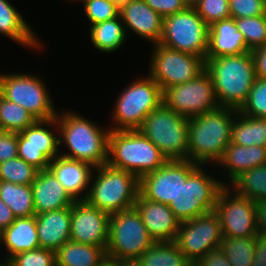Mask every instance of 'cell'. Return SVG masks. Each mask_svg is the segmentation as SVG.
<instances>
[{
  "label": "cell",
  "instance_id": "20",
  "mask_svg": "<svg viewBox=\"0 0 266 266\" xmlns=\"http://www.w3.org/2000/svg\"><path fill=\"white\" fill-rule=\"evenodd\" d=\"M120 16L128 31L139 38L158 44L162 36L163 18L145 0H132L120 7Z\"/></svg>",
  "mask_w": 266,
  "mask_h": 266
},
{
  "label": "cell",
  "instance_id": "40",
  "mask_svg": "<svg viewBox=\"0 0 266 266\" xmlns=\"http://www.w3.org/2000/svg\"><path fill=\"white\" fill-rule=\"evenodd\" d=\"M193 7L208 26L231 17L229 0H198Z\"/></svg>",
  "mask_w": 266,
  "mask_h": 266
},
{
  "label": "cell",
  "instance_id": "53",
  "mask_svg": "<svg viewBox=\"0 0 266 266\" xmlns=\"http://www.w3.org/2000/svg\"><path fill=\"white\" fill-rule=\"evenodd\" d=\"M182 1L187 5V7H193L198 2V0H182Z\"/></svg>",
  "mask_w": 266,
  "mask_h": 266
},
{
  "label": "cell",
  "instance_id": "12",
  "mask_svg": "<svg viewBox=\"0 0 266 266\" xmlns=\"http://www.w3.org/2000/svg\"><path fill=\"white\" fill-rule=\"evenodd\" d=\"M148 74L162 91L195 79L205 70V60L160 44L153 45Z\"/></svg>",
  "mask_w": 266,
  "mask_h": 266
},
{
  "label": "cell",
  "instance_id": "7",
  "mask_svg": "<svg viewBox=\"0 0 266 266\" xmlns=\"http://www.w3.org/2000/svg\"><path fill=\"white\" fill-rule=\"evenodd\" d=\"M189 119L162 104L138 129L169 160H187Z\"/></svg>",
  "mask_w": 266,
  "mask_h": 266
},
{
  "label": "cell",
  "instance_id": "3",
  "mask_svg": "<svg viewBox=\"0 0 266 266\" xmlns=\"http://www.w3.org/2000/svg\"><path fill=\"white\" fill-rule=\"evenodd\" d=\"M205 70L211 76L220 106L239 110L256 79L251 51L205 59Z\"/></svg>",
  "mask_w": 266,
  "mask_h": 266
},
{
  "label": "cell",
  "instance_id": "46",
  "mask_svg": "<svg viewBox=\"0 0 266 266\" xmlns=\"http://www.w3.org/2000/svg\"><path fill=\"white\" fill-rule=\"evenodd\" d=\"M251 266H266V235L258 233L255 236V252Z\"/></svg>",
  "mask_w": 266,
  "mask_h": 266
},
{
  "label": "cell",
  "instance_id": "43",
  "mask_svg": "<svg viewBox=\"0 0 266 266\" xmlns=\"http://www.w3.org/2000/svg\"><path fill=\"white\" fill-rule=\"evenodd\" d=\"M18 156V133L0 131V163Z\"/></svg>",
  "mask_w": 266,
  "mask_h": 266
},
{
  "label": "cell",
  "instance_id": "18",
  "mask_svg": "<svg viewBox=\"0 0 266 266\" xmlns=\"http://www.w3.org/2000/svg\"><path fill=\"white\" fill-rule=\"evenodd\" d=\"M70 241L102 247L109 242L110 215L91 206L85 200L71 206Z\"/></svg>",
  "mask_w": 266,
  "mask_h": 266
},
{
  "label": "cell",
  "instance_id": "31",
  "mask_svg": "<svg viewBox=\"0 0 266 266\" xmlns=\"http://www.w3.org/2000/svg\"><path fill=\"white\" fill-rule=\"evenodd\" d=\"M0 199L12 210L15 218L36 215L31 185L0 180Z\"/></svg>",
  "mask_w": 266,
  "mask_h": 266
},
{
  "label": "cell",
  "instance_id": "21",
  "mask_svg": "<svg viewBox=\"0 0 266 266\" xmlns=\"http://www.w3.org/2000/svg\"><path fill=\"white\" fill-rule=\"evenodd\" d=\"M49 169L75 201L85 200L94 171L91 164L59 155L50 162Z\"/></svg>",
  "mask_w": 266,
  "mask_h": 266
},
{
  "label": "cell",
  "instance_id": "1",
  "mask_svg": "<svg viewBox=\"0 0 266 266\" xmlns=\"http://www.w3.org/2000/svg\"><path fill=\"white\" fill-rule=\"evenodd\" d=\"M64 110L56 115L59 144L67 148L66 152L60 151V156L89 163L94 168L107 164L110 129L81 114Z\"/></svg>",
  "mask_w": 266,
  "mask_h": 266
},
{
  "label": "cell",
  "instance_id": "24",
  "mask_svg": "<svg viewBox=\"0 0 266 266\" xmlns=\"http://www.w3.org/2000/svg\"><path fill=\"white\" fill-rule=\"evenodd\" d=\"M248 52L243 34L237 30L234 18H226L209 26L206 59Z\"/></svg>",
  "mask_w": 266,
  "mask_h": 266
},
{
  "label": "cell",
  "instance_id": "34",
  "mask_svg": "<svg viewBox=\"0 0 266 266\" xmlns=\"http://www.w3.org/2000/svg\"><path fill=\"white\" fill-rule=\"evenodd\" d=\"M36 121L25 108L0 94V131L21 133Z\"/></svg>",
  "mask_w": 266,
  "mask_h": 266
},
{
  "label": "cell",
  "instance_id": "4",
  "mask_svg": "<svg viewBox=\"0 0 266 266\" xmlns=\"http://www.w3.org/2000/svg\"><path fill=\"white\" fill-rule=\"evenodd\" d=\"M168 160L139 130H110L107 164L133 173L139 179Z\"/></svg>",
  "mask_w": 266,
  "mask_h": 266
},
{
  "label": "cell",
  "instance_id": "26",
  "mask_svg": "<svg viewBox=\"0 0 266 266\" xmlns=\"http://www.w3.org/2000/svg\"><path fill=\"white\" fill-rule=\"evenodd\" d=\"M266 164V147L242 146L231 143L216 166L226 169V186L241 173ZM228 172V173H227Z\"/></svg>",
  "mask_w": 266,
  "mask_h": 266
},
{
  "label": "cell",
  "instance_id": "27",
  "mask_svg": "<svg viewBox=\"0 0 266 266\" xmlns=\"http://www.w3.org/2000/svg\"><path fill=\"white\" fill-rule=\"evenodd\" d=\"M1 244H3L8 253L5 259H10L21 252L40 248L36 228V215L16 218L9 227L0 233Z\"/></svg>",
  "mask_w": 266,
  "mask_h": 266
},
{
  "label": "cell",
  "instance_id": "41",
  "mask_svg": "<svg viewBox=\"0 0 266 266\" xmlns=\"http://www.w3.org/2000/svg\"><path fill=\"white\" fill-rule=\"evenodd\" d=\"M13 266H56V253L53 250L37 248L18 253L10 258Z\"/></svg>",
  "mask_w": 266,
  "mask_h": 266
},
{
  "label": "cell",
  "instance_id": "19",
  "mask_svg": "<svg viewBox=\"0 0 266 266\" xmlns=\"http://www.w3.org/2000/svg\"><path fill=\"white\" fill-rule=\"evenodd\" d=\"M142 222L155 242L174 241L180 226L170 207L145 199L140 193L134 203Z\"/></svg>",
  "mask_w": 266,
  "mask_h": 266
},
{
  "label": "cell",
  "instance_id": "44",
  "mask_svg": "<svg viewBox=\"0 0 266 266\" xmlns=\"http://www.w3.org/2000/svg\"><path fill=\"white\" fill-rule=\"evenodd\" d=\"M162 18L183 11L187 5L182 0H145Z\"/></svg>",
  "mask_w": 266,
  "mask_h": 266
},
{
  "label": "cell",
  "instance_id": "52",
  "mask_svg": "<svg viewBox=\"0 0 266 266\" xmlns=\"http://www.w3.org/2000/svg\"><path fill=\"white\" fill-rule=\"evenodd\" d=\"M2 261H0V266H13L12 262L10 261V259H1Z\"/></svg>",
  "mask_w": 266,
  "mask_h": 266
},
{
  "label": "cell",
  "instance_id": "48",
  "mask_svg": "<svg viewBox=\"0 0 266 266\" xmlns=\"http://www.w3.org/2000/svg\"><path fill=\"white\" fill-rule=\"evenodd\" d=\"M12 210L0 199V233L15 220Z\"/></svg>",
  "mask_w": 266,
  "mask_h": 266
},
{
  "label": "cell",
  "instance_id": "45",
  "mask_svg": "<svg viewBox=\"0 0 266 266\" xmlns=\"http://www.w3.org/2000/svg\"><path fill=\"white\" fill-rule=\"evenodd\" d=\"M199 266H231L227 260V255L218 247L210 250L206 255L201 257L197 262Z\"/></svg>",
  "mask_w": 266,
  "mask_h": 266
},
{
  "label": "cell",
  "instance_id": "33",
  "mask_svg": "<svg viewBox=\"0 0 266 266\" xmlns=\"http://www.w3.org/2000/svg\"><path fill=\"white\" fill-rule=\"evenodd\" d=\"M139 260L144 266H187L190 262L174 241L155 242Z\"/></svg>",
  "mask_w": 266,
  "mask_h": 266
},
{
  "label": "cell",
  "instance_id": "49",
  "mask_svg": "<svg viewBox=\"0 0 266 266\" xmlns=\"http://www.w3.org/2000/svg\"><path fill=\"white\" fill-rule=\"evenodd\" d=\"M258 233L266 235V200L256 203Z\"/></svg>",
  "mask_w": 266,
  "mask_h": 266
},
{
  "label": "cell",
  "instance_id": "17",
  "mask_svg": "<svg viewBox=\"0 0 266 266\" xmlns=\"http://www.w3.org/2000/svg\"><path fill=\"white\" fill-rule=\"evenodd\" d=\"M199 166L190 160H169L140 178L139 193L150 201L169 205L187 177Z\"/></svg>",
  "mask_w": 266,
  "mask_h": 266
},
{
  "label": "cell",
  "instance_id": "51",
  "mask_svg": "<svg viewBox=\"0 0 266 266\" xmlns=\"http://www.w3.org/2000/svg\"><path fill=\"white\" fill-rule=\"evenodd\" d=\"M119 266H144L139 258L119 260Z\"/></svg>",
  "mask_w": 266,
  "mask_h": 266
},
{
  "label": "cell",
  "instance_id": "14",
  "mask_svg": "<svg viewBox=\"0 0 266 266\" xmlns=\"http://www.w3.org/2000/svg\"><path fill=\"white\" fill-rule=\"evenodd\" d=\"M59 147L56 117L37 120L18 133V157L39 171L49 169L50 162L60 155Z\"/></svg>",
  "mask_w": 266,
  "mask_h": 266
},
{
  "label": "cell",
  "instance_id": "30",
  "mask_svg": "<svg viewBox=\"0 0 266 266\" xmlns=\"http://www.w3.org/2000/svg\"><path fill=\"white\" fill-rule=\"evenodd\" d=\"M56 266H98L106 256L102 247L66 242L56 252Z\"/></svg>",
  "mask_w": 266,
  "mask_h": 266
},
{
  "label": "cell",
  "instance_id": "15",
  "mask_svg": "<svg viewBox=\"0 0 266 266\" xmlns=\"http://www.w3.org/2000/svg\"><path fill=\"white\" fill-rule=\"evenodd\" d=\"M220 220L215 211L181 222L174 243L190 262H197L222 241Z\"/></svg>",
  "mask_w": 266,
  "mask_h": 266
},
{
  "label": "cell",
  "instance_id": "16",
  "mask_svg": "<svg viewBox=\"0 0 266 266\" xmlns=\"http://www.w3.org/2000/svg\"><path fill=\"white\" fill-rule=\"evenodd\" d=\"M214 211L223 236L245 238L258 234L256 203L236 195L227 186L219 192Z\"/></svg>",
  "mask_w": 266,
  "mask_h": 266
},
{
  "label": "cell",
  "instance_id": "36",
  "mask_svg": "<svg viewBox=\"0 0 266 266\" xmlns=\"http://www.w3.org/2000/svg\"><path fill=\"white\" fill-rule=\"evenodd\" d=\"M38 171L17 156L0 163V180L19 185H31Z\"/></svg>",
  "mask_w": 266,
  "mask_h": 266
},
{
  "label": "cell",
  "instance_id": "39",
  "mask_svg": "<svg viewBox=\"0 0 266 266\" xmlns=\"http://www.w3.org/2000/svg\"><path fill=\"white\" fill-rule=\"evenodd\" d=\"M238 111L246 116L266 118V79L256 77L246 102Z\"/></svg>",
  "mask_w": 266,
  "mask_h": 266
},
{
  "label": "cell",
  "instance_id": "8",
  "mask_svg": "<svg viewBox=\"0 0 266 266\" xmlns=\"http://www.w3.org/2000/svg\"><path fill=\"white\" fill-rule=\"evenodd\" d=\"M211 175L199 165L182 183L176 199L168 205L180 223L214 211L226 182Z\"/></svg>",
  "mask_w": 266,
  "mask_h": 266
},
{
  "label": "cell",
  "instance_id": "23",
  "mask_svg": "<svg viewBox=\"0 0 266 266\" xmlns=\"http://www.w3.org/2000/svg\"><path fill=\"white\" fill-rule=\"evenodd\" d=\"M71 207L36 215V228L41 248L57 251L70 241Z\"/></svg>",
  "mask_w": 266,
  "mask_h": 266
},
{
  "label": "cell",
  "instance_id": "5",
  "mask_svg": "<svg viewBox=\"0 0 266 266\" xmlns=\"http://www.w3.org/2000/svg\"><path fill=\"white\" fill-rule=\"evenodd\" d=\"M93 172L96 173H92L85 198L88 204L109 215L134 207L140 185L137 176L108 164L94 168Z\"/></svg>",
  "mask_w": 266,
  "mask_h": 266
},
{
  "label": "cell",
  "instance_id": "13",
  "mask_svg": "<svg viewBox=\"0 0 266 266\" xmlns=\"http://www.w3.org/2000/svg\"><path fill=\"white\" fill-rule=\"evenodd\" d=\"M163 104L188 119L221 107L211 76L206 70L195 79L165 89Z\"/></svg>",
  "mask_w": 266,
  "mask_h": 266
},
{
  "label": "cell",
  "instance_id": "29",
  "mask_svg": "<svg viewBox=\"0 0 266 266\" xmlns=\"http://www.w3.org/2000/svg\"><path fill=\"white\" fill-rule=\"evenodd\" d=\"M231 143L266 147V118L246 116L237 110L231 127Z\"/></svg>",
  "mask_w": 266,
  "mask_h": 266
},
{
  "label": "cell",
  "instance_id": "9",
  "mask_svg": "<svg viewBox=\"0 0 266 266\" xmlns=\"http://www.w3.org/2000/svg\"><path fill=\"white\" fill-rule=\"evenodd\" d=\"M0 94L25 108L36 120H49L58 114L47 84L38 75L0 73Z\"/></svg>",
  "mask_w": 266,
  "mask_h": 266
},
{
  "label": "cell",
  "instance_id": "22",
  "mask_svg": "<svg viewBox=\"0 0 266 266\" xmlns=\"http://www.w3.org/2000/svg\"><path fill=\"white\" fill-rule=\"evenodd\" d=\"M31 186L36 215L71 207L75 202L50 169L38 171Z\"/></svg>",
  "mask_w": 266,
  "mask_h": 266
},
{
  "label": "cell",
  "instance_id": "11",
  "mask_svg": "<svg viewBox=\"0 0 266 266\" xmlns=\"http://www.w3.org/2000/svg\"><path fill=\"white\" fill-rule=\"evenodd\" d=\"M154 243L135 207L110 215L106 255L119 260L140 258Z\"/></svg>",
  "mask_w": 266,
  "mask_h": 266
},
{
  "label": "cell",
  "instance_id": "35",
  "mask_svg": "<svg viewBox=\"0 0 266 266\" xmlns=\"http://www.w3.org/2000/svg\"><path fill=\"white\" fill-rule=\"evenodd\" d=\"M220 248L227 255L231 266H251L255 252V237L223 236Z\"/></svg>",
  "mask_w": 266,
  "mask_h": 266
},
{
  "label": "cell",
  "instance_id": "6",
  "mask_svg": "<svg viewBox=\"0 0 266 266\" xmlns=\"http://www.w3.org/2000/svg\"><path fill=\"white\" fill-rule=\"evenodd\" d=\"M163 104V91L147 73L137 78L119 93L111 117L110 130H138L145 117Z\"/></svg>",
  "mask_w": 266,
  "mask_h": 266
},
{
  "label": "cell",
  "instance_id": "55",
  "mask_svg": "<svg viewBox=\"0 0 266 266\" xmlns=\"http://www.w3.org/2000/svg\"><path fill=\"white\" fill-rule=\"evenodd\" d=\"M187 266H199L196 262H189Z\"/></svg>",
  "mask_w": 266,
  "mask_h": 266
},
{
  "label": "cell",
  "instance_id": "25",
  "mask_svg": "<svg viewBox=\"0 0 266 266\" xmlns=\"http://www.w3.org/2000/svg\"><path fill=\"white\" fill-rule=\"evenodd\" d=\"M0 34L23 48L40 51L44 48L41 39L8 0H0Z\"/></svg>",
  "mask_w": 266,
  "mask_h": 266
},
{
  "label": "cell",
  "instance_id": "2",
  "mask_svg": "<svg viewBox=\"0 0 266 266\" xmlns=\"http://www.w3.org/2000/svg\"><path fill=\"white\" fill-rule=\"evenodd\" d=\"M236 113L234 108L220 107L190 118L187 160L203 167L209 163L216 165L230 144Z\"/></svg>",
  "mask_w": 266,
  "mask_h": 266
},
{
  "label": "cell",
  "instance_id": "50",
  "mask_svg": "<svg viewBox=\"0 0 266 266\" xmlns=\"http://www.w3.org/2000/svg\"><path fill=\"white\" fill-rule=\"evenodd\" d=\"M98 266H119V259L106 255L98 264Z\"/></svg>",
  "mask_w": 266,
  "mask_h": 266
},
{
  "label": "cell",
  "instance_id": "32",
  "mask_svg": "<svg viewBox=\"0 0 266 266\" xmlns=\"http://www.w3.org/2000/svg\"><path fill=\"white\" fill-rule=\"evenodd\" d=\"M231 183L227 187L238 196L255 203L266 200V164L241 173Z\"/></svg>",
  "mask_w": 266,
  "mask_h": 266
},
{
  "label": "cell",
  "instance_id": "47",
  "mask_svg": "<svg viewBox=\"0 0 266 266\" xmlns=\"http://www.w3.org/2000/svg\"><path fill=\"white\" fill-rule=\"evenodd\" d=\"M256 77L266 79V44L251 51Z\"/></svg>",
  "mask_w": 266,
  "mask_h": 266
},
{
  "label": "cell",
  "instance_id": "42",
  "mask_svg": "<svg viewBox=\"0 0 266 266\" xmlns=\"http://www.w3.org/2000/svg\"><path fill=\"white\" fill-rule=\"evenodd\" d=\"M234 19L266 15V0H229Z\"/></svg>",
  "mask_w": 266,
  "mask_h": 266
},
{
  "label": "cell",
  "instance_id": "37",
  "mask_svg": "<svg viewBox=\"0 0 266 266\" xmlns=\"http://www.w3.org/2000/svg\"><path fill=\"white\" fill-rule=\"evenodd\" d=\"M245 39L248 51L266 44V15L234 19Z\"/></svg>",
  "mask_w": 266,
  "mask_h": 266
},
{
  "label": "cell",
  "instance_id": "28",
  "mask_svg": "<svg viewBox=\"0 0 266 266\" xmlns=\"http://www.w3.org/2000/svg\"><path fill=\"white\" fill-rule=\"evenodd\" d=\"M89 33L93 47L103 53H113L127 41L121 16L91 25Z\"/></svg>",
  "mask_w": 266,
  "mask_h": 266
},
{
  "label": "cell",
  "instance_id": "10",
  "mask_svg": "<svg viewBox=\"0 0 266 266\" xmlns=\"http://www.w3.org/2000/svg\"><path fill=\"white\" fill-rule=\"evenodd\" d=\"M209 26L194 7L163 18L162 36L158 44L206 59Z\"/></svg>",
  "mask_w": 266,
  "mask_h": 266
},
{
  "label": "cell",
  "instance_id": "54",
  "mask_svg": "<svg viewBox=\"0 0 266 266\" xmlns=\"http://www.w3.org/2000/svg\"><path fill=\"white\" fill-rule=\"evenodd\" d=\"M119 7H121L123 4L128 3L132 0H113Z\"/></svg>",
  "mask_w": 266,
  "mask_h": 266
},
{
  "label": "cell",
  "instance_id": "38",
  "mask_svg": "<svg viewBox=\"0 0 266 266\" xmlns=\"http://www.w3.org/2000/svg\"><path fill=\"white\" fill-rule=\"evenodd\" d=\"M83 4L90 26L120 16V7L113 0H73Z\"/></svg>",
  "mask_w": 266,
  "mask_h": 266
}]
</instances>
